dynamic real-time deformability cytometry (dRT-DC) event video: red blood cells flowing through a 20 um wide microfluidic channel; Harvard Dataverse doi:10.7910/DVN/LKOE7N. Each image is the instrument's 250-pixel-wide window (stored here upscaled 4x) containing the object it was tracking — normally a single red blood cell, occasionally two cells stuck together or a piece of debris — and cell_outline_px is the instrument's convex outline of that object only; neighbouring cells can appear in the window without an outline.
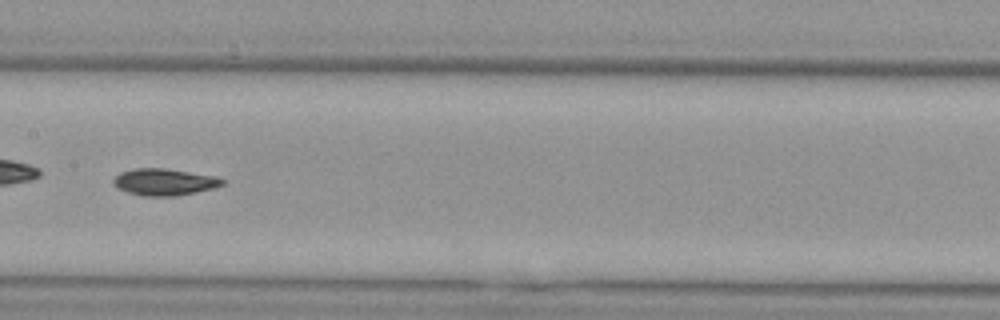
{"species": "Egyptian fruit bat (a non-hibernating species)", "species_latin": "Rousettus aegyptiacus", "temperature_condition": "cold", "stored_images_in_passage": 8, "camera_frame_rate_fps": 3000, "um_per_image_px": 0.085, "animal": {"sex": "female"}, "frame": {"image": 1, "passage_image": 8, "time_ms": 8.333, "image_size_px": [1000, 320], "cell_outline_px": [[224, 184], [212, 188], [196, 192], [176, 196], [144, 196], [128, 192], [116, 188], [112, 184], [112, 180], [120, 172], [136, 168], [164, 168], [216, 176], [224, 180]], "centroid_in_image_um": [13.93, 15.47], "position_along_channel_um": 193.5, "area_um2": 16.99}}